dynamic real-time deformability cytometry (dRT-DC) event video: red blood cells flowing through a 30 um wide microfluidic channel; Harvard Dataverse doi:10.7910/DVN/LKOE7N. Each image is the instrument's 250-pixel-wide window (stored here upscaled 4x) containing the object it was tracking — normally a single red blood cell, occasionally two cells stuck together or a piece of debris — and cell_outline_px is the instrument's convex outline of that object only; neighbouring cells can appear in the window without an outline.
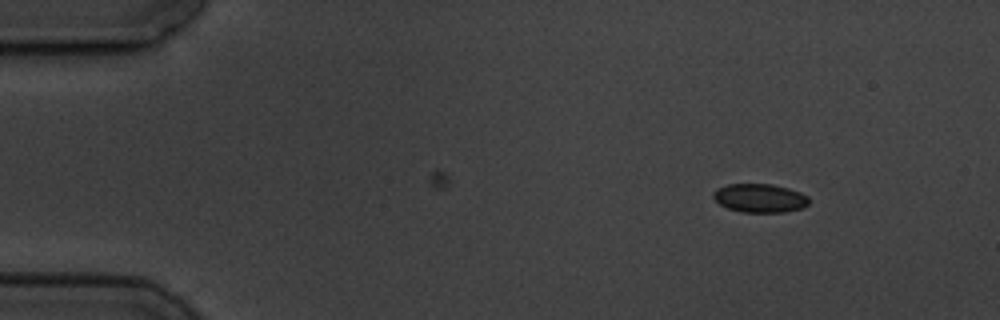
{"species": "common noctule bat (a hibernating species)", "species_latin": "Nyctalus noctula", "temperature_condition": "cold", "stored_images_in_passage": 4, "camera_frame_rate_fps": 3000, "um_per_image_px": 0.085, "animal": {"sex": "male", "body_mass_g": 19.5, "forearm_length_mm": 54.6}, "frame": {"image": 1, "passage_image": 1, "time_ms": 0.0, "image_size_px": [1000, 320], "cell_outline_px": [[808, 204], [804, 208], [784, 212], [740, 212], [728, 208], [720, 204], [712, 196], [712, 192], [716, 188], [728, 184], [772, 184], [788, 188], [800, 192], [808, 196]], "centroid_in_image_um": [64.58, 16.83], "position_along_channel_um": 20.4, "area_um2": 16.07}}
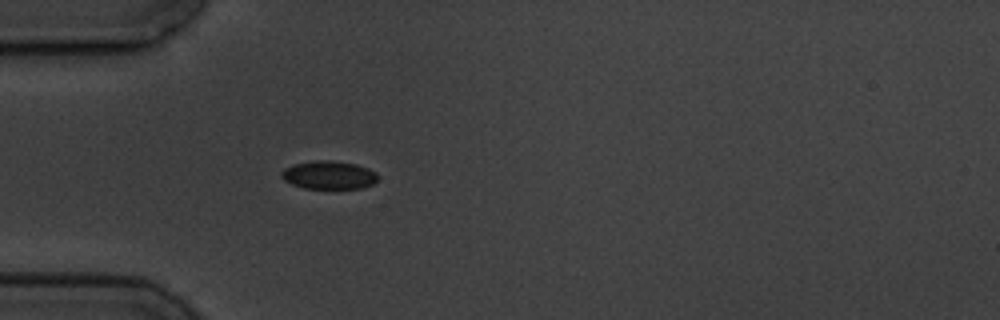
{"frame": {"image": 2, "passage_image": 4, "time_ms": 3.333, "image_size_px": [1000, 320], "cell_outline_px": [[376, 180], [372, 184], [360, 188], [304, 188], [292, 184], [284, 180], [280, 176], [280, 172], [284, 168], [292, 164], [316, 160], [328, 160], [356, 164], [368, 168], [376, 172]], "centroid_in_image_um": [27.9, 14.87], "position_along_channel_um": 57.1, "area_um2": 15.78}}